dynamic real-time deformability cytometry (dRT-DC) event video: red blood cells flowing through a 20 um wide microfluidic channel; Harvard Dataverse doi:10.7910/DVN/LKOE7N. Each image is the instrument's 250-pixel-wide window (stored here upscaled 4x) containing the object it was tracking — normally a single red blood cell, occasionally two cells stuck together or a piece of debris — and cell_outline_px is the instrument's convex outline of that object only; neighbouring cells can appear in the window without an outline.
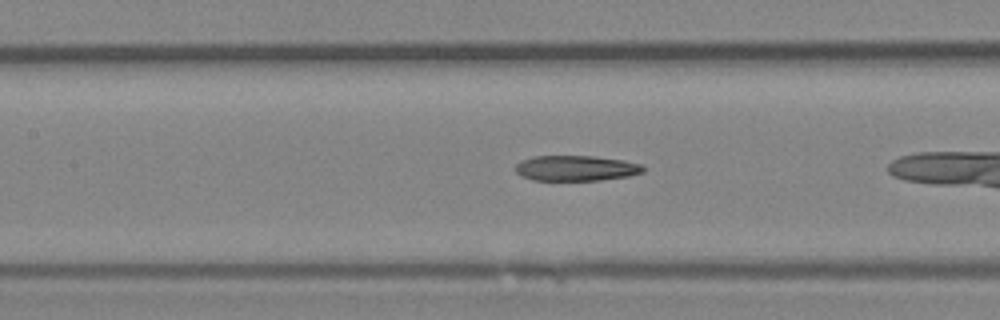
{"species": "Egyptian fruit bat (a non-hibernating species)", "species_latin": "Rousettus aegyptiacus", "temperature_condition": "room temperature", "stored_images_in_passage": 14, "camera_frame_rate_fps": 3000, "um_per_image_px": 0.085, "animal": {"sex": "female"}, "frame": {"image": 1, "passage_image": 7, "time_ms": 2.0, "image_size_px": [1000, 320], "cell_outline_px": [[644, 172], [628, 176], [600, 180], [532, 180], [520, 176], [516, 172], [516, 164], [520, 160], [532, 156], [596, 156], [624, 160], [644, 164]], "centroid_in_image_um": [48.96, 14.29], "position_along_channel_um": 158.4, "area_um2": 19.13}}
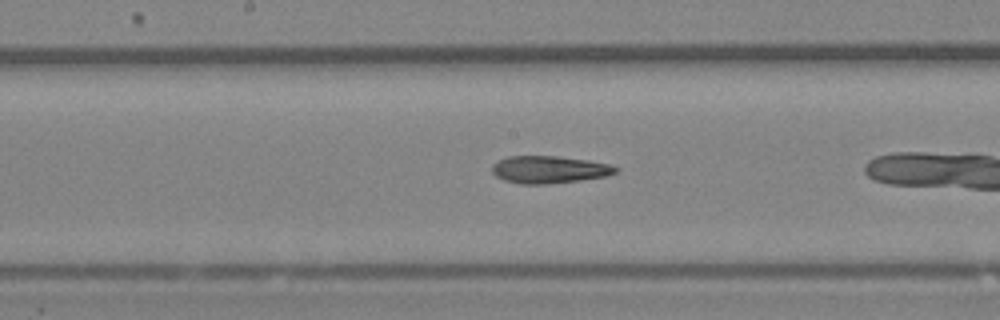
{"frame": {"image": 2, "passage_image": 10, "time_ms": 3.0, "image_size_px": [1000, 320], "cell_outline_px": [[616, 172], [604, 176], [580, 180], [548, 184], [520, 184], [504, 180], [496, 176], [492, 172], [492, 164], [508, 156], [556, 156], [588, 160], [612, 164], [616, 168]], "centroid_in_image_um": [46.65, 14.41], "position_along_channel_um": 201.6, "area_um2": 19.59}}